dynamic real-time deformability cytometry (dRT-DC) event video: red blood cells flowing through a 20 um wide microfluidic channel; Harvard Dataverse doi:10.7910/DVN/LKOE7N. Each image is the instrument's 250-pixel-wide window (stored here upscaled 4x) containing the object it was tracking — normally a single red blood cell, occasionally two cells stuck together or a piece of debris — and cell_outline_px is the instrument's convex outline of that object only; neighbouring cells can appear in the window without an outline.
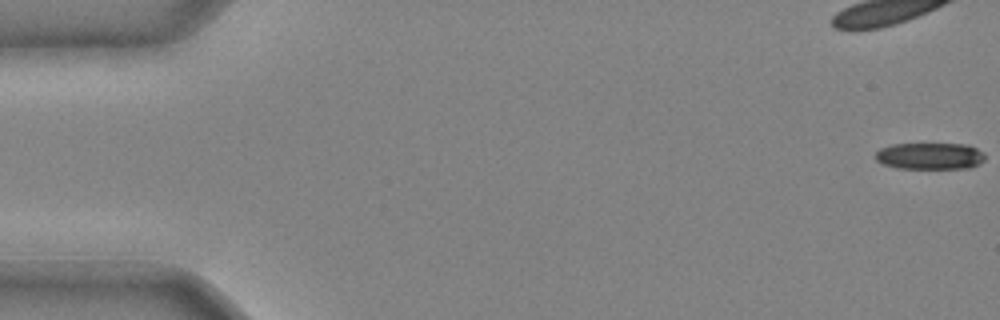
{"species": "common noctule bat (a hibernating species)", "species_latin": "Nyctalus noctula", "temperature_condition": "cold", "stored_images_in_passage": 39, "camera_frame_rate_fps": 3000, "um_per_image_px": 0.085, "animal": {"sex": "male", "body_mass_g": 20.4}, "frame": {"image": 1, "passage_image": 1, "time_ms": 0.0, "image_size_px": [1000, 320], "cell_outline_px": [[984, 160], [980, 164], [968, 168], [896, 168], [884, 164], [876, 160], [876, 152], [880, 148], [892, 144], [968, 144], [984, 152]], "centroid_in_image_um": [79.06, 13.26], "position_along_channel_um": 5.9, "area_um2": 17.05}}
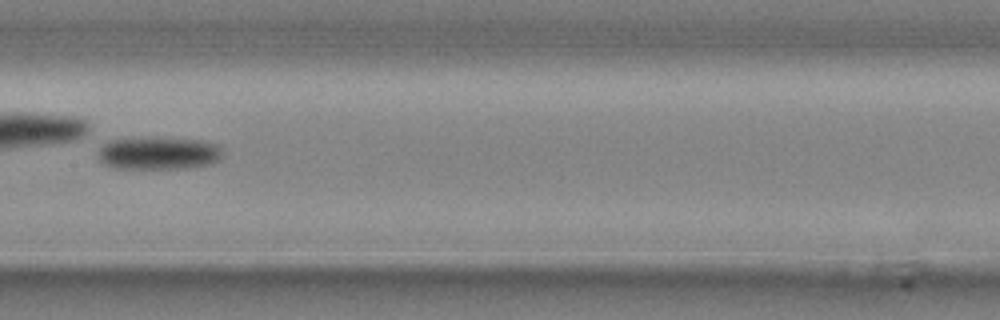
{"frame": {"image": 2, "passage_image": 23, "time_ms": 7.333, "image_size_px": [1000, 320], "cell_outline_px": [[220, 160], [212, 164], [188, 168], [116, 168], [104, 164], [100, 160], [100, 144], [108, 140], [148, 136], [200, 140], [220, 144]], "centroid_in_image_um": [13.48, 12.99], "position_along_channel_um": 193.9, "area_um2": 24.16}}